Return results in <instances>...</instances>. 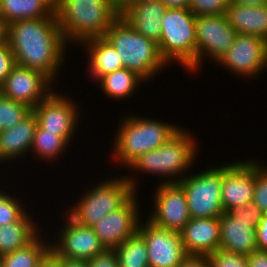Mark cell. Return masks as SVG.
Returning a JSON list of instances; mask_svg holds the SVG:
<instances>
[{
    "label": "cell",
    "mask_w": 267,
    "mask_h": 267,
    "mask_svg": "<svg viewBox=\"0 0 267 267\" xmlns=\"http://www.w3.org/2000/svg\"><path fill=\"white\" fill-rule=\"evenodd\" d=\"M210 267H247L246 255L231 253L221 249L207 256Z\"/></svg>",
    "instance_id": "obj_34"
},
{
    "label": "cell",
    "mask_w": 267,
    "mask_h": 267,
    "mask_svg": "<svg viewBox=\"0 0 267 267\" xmlns=\"http://www.w3.org/2000/svg\"><path fill=\"white\" fill-rule=\"evenodd\" d=\"M63 208V220L51 233L50 251L58 258L91 260L105 248L92 227L75 222ZM65 213V214H64ZM65 221V222H64ZM62 226V227H61ZM54 234V237H53ZM56 237V238H55ZM57 239V240H56Z\"/></svg>",
    "instance_id": "obj_13"
},
{
    "label": "cell",
    "mask_w": 267,
    "mask_h": 267,
    "mask_svg": "<svg viewBox=\"0 0 267 267\" xmlns=\"http://www.w3.org/2000/svg\"><path fill=\"white\" fill-rule=\"evenodd\" d=\"M167 8H188L190 0H161Z\"/></svg>",
    "instance_id": "obj_42"
},
{
    "label": "cell",
    "mask_w": 267,
    "mask_h": 267,
    "mask_svg": "<svg viewBox=\"0 0 267 267\" xmlns=\"http://www.w3.org/2000/svg\"><path fill=\"white\" fill-rule=\"evenodd\" d=\"M55 14L54 0H0V16L9 24Z\"/></svg>",
    "instance_id": "obj_26"
},
{
    "label": "cell",
    "mask_w": 267,
    "mask_h": 267,
    "mask_svg": "<svg viewBox=\"0 0 267 267\" xmlns=\"http://www.w3.org/2000/svg\"><path fill=\"white\" fill-rule=\"evenodd\" d=\"M69 147L70 144L62 136L47 132L37 125L30 156H33L31 158L35 157L36 160L41 159V163H55L61 159V156L64 157L63 154L67 155L66 151H69Z\"/></svg>",
    "instance_id": "obj_28"
},
{
    "label": "cell",
    "mask_w": 267,
    "mask_h": 267,
    "mask_svg": "<svg viewBox=\"0 0 267 267\" xmlns=\"http://www.w3.org/2000/svg\"><path fill=\"white\" fill-rule=\"evenodd\" d=\"M37 267H62V261L50 251Z\"/></svg>",
    "instance_id": "obj_40"
},
{
    "label": "cell",
    "mask_w": 267,
    "mask_h": 267,
    "mask_svg": "<svg viewBox=\"0 0 267 267\" xmlns=\"http://www.w3.org/2000/svg\"><path fill=\"white\" fill-rule=\"evenodd\" d=\"M144 215L138 233L145 240L149 267H178L187 255L181 233L158 227Z\"/></svg>",
    "instance_id": "obj_16"
},
{
    "label": "cell",
    "mask_w": 267,
    "mask_h": 267,
    "mask_svg": "<svg viewBox=\"0 0 267 267\" xmlns=\"http://www.w3.org/2000/svg\"><path fill=\"white\" fill-rule=\"evenodd\" d=\"M178 267H210L207 256L187 254Z\"/></svg>",
    "instance_id": "obj_38"
},
{
    "label": "cell",
    "mask_w": 267,
    "mask_h": 267,
    "mask_svg": "<svg viewBox=\"0 0 267 267\" xmlns=\"http://www.w3.org/2000/svg\"><path fill=\"white\" fill-rule=\"evenodd\" d=\"M55 15L65 41L71 47L103 37L120 17L118 0H54Z\"/></svg>",
    "instance_id": "obj_4"
},
{
    "label": "cell",
    "mask_w": 267,
    "mask_h": 267,
    "mask_svg": "<svg viewBox=\"0 0 267 267\" xmlns=\"http://www.w3.org/2000/svg\"><path fill=\"white\" fill-rule=\"evenodd\" d=\"M33 214L29 209L20 220L0 226V257L25 247L44 230Z\"/></svg>",
    "instance_id": "obj_24"
},
{
    "label": "cell",
    "mask_w": 267,
    "mask_h": 267,
    "mask_svg": "<svg viewBox=\"0 0 267 267\" xmlns=\"http://www.w3.org/2000/svg\"><path fill=\"white\" fill-rule=\"evenodd\" d=\"M138 196L139 192H135L121 207L92 226L105 249H115L138 232L139 223L144 217V211L140 208L141 197Z\"/></svg>",
    "instance_id": "obj_15"
},
{
    "label": "cell",
    "mask_w": 267,
    "mask_h": 267,
    "mask_svg": "<svg viewBox=\"0 0 267 267\" xmlns=\"http://www.w3.org/2000/svg\"><path fill=\"white\" fill-rule=\"evenodd\" d=\"M263 214L253 201L224 212L220 216L219 249L246 256L258 250L256 229Z\"/></svg>",
    "instance_id": "obj_9"
},
{
    "label": "cell",
    "mask_w": 267,
    "mask_h": 267,
    "mask_svg": "<svg viewBox=\"0 0 267 267\" xmlns=\"http://www.w3.org/2000/svg\"><path fill=\"white\" fill-rule=\"evenodd\" d=\"M114 250L119 267H149L145 240L138 232Z\"/></svg>",
    "instance_id": "obj_29"
},
{
    "label": "cell",
    "mask_w": 267,
    "mask_h": 267,
    "mask_svg": "<svg viewBox=\"0 0 267 267\" xmlns=\"http://www.w3.org/2000/svg\"><path fill=\"white\" fill-rule=\"evenodd\" d=\"M225 16L238 34L255 35L267 40V4L249 6L229 2Z\"/></svg>",
    "instance_id": "obj_23"
},
{
    "label": "cell",
    "mask_w": 267,
    "mask_h": 267,
    "mask_svg": "<svg viewBox=\"0 0 267 267\" xmlns=\"http://www.w3.org/2000/svg\"><path fill=\"white\" fill-rule=\"evenodd\" d=\"M8 43L16 64L41 72L55 86L60 84L58 76L71 46L65 41L55 14L9 23Z\"/></svg>",
    "instance_id": "obj_1"
},
{
    "label": "cell",
    "mask_w": 267,
    "mask_h": 267,
    "mask_svg": "<svg viewBox=\"0 0 267 267\" xmlns=\"http://www.w3.org/2000/svg\"><path fill=\"white\" fill-rule=\"evenodd\" d=\"M189 129L182 126L160 147L144 153L126 168L129 171L125 177L136 192L141 189L142 174L152 175L153 178L158 176L155 177L158 179L160 177L162 181L158 180L157 183H177L196 168L200 162L197 158H200L201 147L198 146L200 142L197 136L194 137V132ZM137 176H140V181Z\"/></svg>",
    "instance_id": "obj_2"
},
{
    "label": "cell",
    "mask_w": 267,
    "mask_h": 267,
    "mask_svg": "<svg viewBox=\"0 0 267 267\" xmlns=\"http://www.w3.org/2000/svg\"><path fill=\"white\" fill-rule=\"evenodd\" d=\"M247 267H267V251L256 250L246 256Z\"/></svg>",
    "instance_id": "obj_39"
},
{
    "label": "cell",
    "mask_w": 267,
    "mask_h": 267,
    "mask_svg": "<svg viewBox=\"0 0 267 267\" xmlns=\"http://www.w3.org/2000/svg\"><path fill=\"white\" fill-rule=\"evenodd\" d=\"M256 244L260 251H267V213H264L256 229Z\"/></svg>",
    "instance_id": "obj_37"
},
{
    "label": "cell",
    "mask_w": 267,
    "mask_h": 267,
    "mask_svg": "<svg viewBox=\"0 0 267 267\" xmlns=\"http://www.w3.org/2000/svg\"><path fill=\"white\" fill-rule=\"evenodd\" d=\"M220 217L191 218L180 232L186 254L209 256L219 250Z\"/></svg>",
    "instance_id": "obj_21"
},
{
    "label": "cell",
    "mask_w": 267,
    "mask_h": 267,
    "mask_svg": "<svg viewBox=\"0 0 267 267\" xmlns=\"http://www.w3.org/2000/svg\"><path fill=\"white\" fill-rule=\"evenodd\" d=\"M229 2L239 5H249V6H258L267 4V0H229Z\"/></svg>",
    "instance_id": "obj_44"
},
{
    "label": "cell",
    "mask_w": 267,
    "mask_h": 267,
    "mask_svg": "<svg viewBox=\"0 0 267 267\" xmlns=\"http://www.w3.org/2000/svg\"><path fill=\"white\" fill-rule=\"evenodd\" d=\"M16 65L14 54L8 41L0 45V86Z\"/></svg>",
    "instance_id": "obj_35"
},
{
    "label": "cell",
    "mask_w": 267,
    "mask_h": 267,
    "mask_svg": "<svg viewBox=\"0 0 267 267\" xmlns=\"http://www.w3.org/2000/svg\"><path fill=\"white\" fill-rule=\"evenodd\" d=\"M193 170L177 183L183 188L191 218L220 217L224 213L221 202L223 165Z\"/></svg>",
    "instance_id": "obj_8"
},
{
    "label": "cell",
    "mask_w": 267,
    "mask_h": 267,
    "mask_svg": "<svg viewBox=\"0 0 267 267\" xmlns=\"http://www.w3.org/2000/svg\"><path fill=\"white\" fill-rule=\"evenodd\" d=\"M0 188V226L20 220L29 211L27 209H32L30 206H27V204L29 205L30 203H22V199L24 198L21 197V195L20 198L18 195L15 196L16 194H19L18 192H13L12 194L11 190H7L10 189L8 186H1V184Z\"/></svg>",
    "instance_id": "obj_30"
},
{
    "label": "cell",
    "mask_w": 267,
    "mask_h": 267,
    "mask_svg": "<svg viewBox=\"0 0 267 267\" xmlns=\"http://www.w3.org/2000/svg\"><path fill=\"white\" fill-rule=\"evenodd\" d=\"M196 62L184 73L197 74L205 65L204 61L216 64L233 45L235 29L223 15H200L195 17Z\"/></svg>",
    "instance_id": "obj_10"
},
{
    "label": "cell",
    "mask_w": 267,
    "mask_h": 267,
    "mask_svg": "<svg viewBox=\"0 0 267 267\" xmlns=\"http://www.w3.org/2000/svg\"><path fill=\"white\" fill-rule=\"evenodd\" d=\"M64 92L67 93V90L58 93L57 88H55L32 111L36 116L39 127L47 130V132L62 136L73 146L74 143L72 142L76 141L74 139L78 133L77 130L79 131L78 128H81L79 124L82 122L81 119L84 118L82 109L79 108L82 104Z\"/></svg>",
    "instance_id": "obj_11"
},
{
    "label": "cell",
    "mask_w": 267,
    "mask_h": 267,
    "mask_svg": "<svg viewBox=\"0 0 267 267\" xmlns=\"http://www.w3.org/2000/svg\"><path fill=\"white\" fill-rule=\"evenodd\" d=\"M36 127L37 119L34 112L31 111L14 127L0 131L1 166H6L12 161L13 163L14 161L15 163L21 162L19 161L21 158L30 157Z\"/></svg>",
    "instance_id": "obj_20"
},
{
    "label": "cell",
    "mask_w": 267,
    "mask_h": 267,
    "mask_svg": "<svg viewBox=\"0 0 267 267\" xmlns=\"http://www.w3.org/2000/svg\"><path fill=\"white\" fill-rule=\"evenodd\" d=\"M167 7L161 0H123L120 16L144 37L160 42L161 21Z\"/></svg>",
    "instance_id": "obj_19"
},
{
    "label": "cell",
    "mask_w": 267,
    "mask_h": 267,
    "mask_svg": "<svg viewBox=\"0 0 267 267\" xmlns=\"http://www.w3.org/2000/svg\"><path fill=\"white\" fill-rule=\"evenodd\" d=\"M137 115L134 112L123 114L116 133L112 135L111 160L108 161H112L113 166L116 164L126 169L144 153L160 147L182 127L175 122H167V119Z\"/></svg>",
    "instance_id": "obj_3"
},
{
    "label": "cell",
    "mask_w": 267,
    "mask_h": 267,
    "mask_svg": "<svg viewBox=\"0 0 267 267\" xmlns=\"http://www.w3.org/2000/svg\"><path fill=\"white\" fill-rule=\"evenodd\" d=\"M195 17L188 8L166 9L158 49L169 66L187 71L196 62Z\"/></svg>",
    "instance_id": "obj_7"
},
{
    "label": "cell",
    "mask_w": 267,
    "mask_h": 267,
    "mask_svg": "<svg viewBox=\"0 0 267 267\" xmlns=\"http://www.w3.org/2000/svg\"><path fill=\"white\" fill-rule=\"evenodd\" d=\"M241 80L258 79L267 72V40L255 35L237 34L233 45L215 64ZM243 78V79H242Z\"/></svg>",
    "instance_id": "obj_12"
},
{
    "label": "cell",
    "mask_w": 267,
    "mask_h": 267,
    "mask_svg": "<svg viewBox=\"0 0 267 267\" xmlns=\"http://www.w3.org/2000/svg\"><path fill=\"white\" fill-rule=\"evenodd\" d=\"M43 232L25 247L0 257L1 267H37L50 252V239Z\"/></svg>",
    "instance_id": "obj_27"
},
{
    "label": "cell",
    "mask_w": 267,
    "mask_h": 267,
    "mask_svg": "<svg viewBox=\"0 0 267 267\" xmlns=\"http://www.w3.org/2000/svg\"><path fill=\"white\" fill-rule=\"evenodd\" d=\"M88 262L90 267H119L114 249H105Z\"/></svg>",
    "instance_id": "obj_36"
},
{
    "label": "cell",
    "mask_w": 267,
    "mask_h": 267,
    "mask_svg": "<svg viewBox=\"0 0 267 267\" xmlns=\"http://www.w3.org/2000/svg\"><path fill=\"white\" fill-rule=\"evenodd\" d=\"M96 84L106 99L124 102L129 101V98L137 93L140 85L145 86L147 82L134 71L123 68L100 77Z\"/></svg>",
    "instance_id": "obj_25"
},
{
    "label": "cell",
    "mask_w": 267,
    "mask_h": 267,
    "mask_svg": "<svg viewBox=\"0 0 267 267\" xmlns=\"http://www.w3.org/2000/svg\"><path fill=\"white\" fill-rule=\"evenodd\" d=\"M8 41V23L0 16V45Z\"/></svg>",
    "instance_id": "obj_43"
},
{
    "label": "cell",
    "mask_w": 267,
    "mask_h": 267,
    "mask_svg": "<svg viewBox=\"0 0 267 267\" xmlns=\"http://www.w3.org/2000/svg\"><path fill=\"white\" fill-rule=\"evenodd\" d=\"M156 185L146 218L158 227L181 232L191 219L183 188L178 183Z\"/></svg>",
    "instance_id": "obj_14"
},
{
    "label": "cell",
    "mask_w": 267,
    "mask_h": 267,
    "mask_svg": "<svg viewBox=\"0 0 267 267\" xmlns=\"http://www.w3.org/2000/svg\"><path fill=\"white\" fill-rule=\"evenodd\" d=\"M255 159V189L253 193V202L267 213V162Z\"/></svg>",
    "instance_id": "obj_32"
},
{
    "label": "cell",
    "mask_w": 267,
    "mask_h": 267,
    "mask_svg": "<svg viewBox=\"0 0 267 267\" xmlns=\"http://www.w3.org/2000/svg\"><path fill=\"white\" fill-rule=\"evenodd\" d=\"M229 0H190L189 9L195 16L223 15Z\"/></svg>",
    "instance_id": "obj_33"
},
{
    "label": "cell",
    "mask_w": 267,
    "mask_h": 267,
    "mask_svg": "<svg viewBox=\"0 0 267 267\" xmlns=\"http://www.w3.org/2000/svg\"><path fill=\"white\" fill-rule=\"evenodd\" d=\"M31 111L32 108L27 104L14 101L0 94V131L14 127Z\"/></svg>",
    "instance_id": "obj_31"
},
{
    "label": "cell",
    "mask_w": 267,
    "mask_h": 267,
    "mask_svg": "<svg viewBox=\"0 0 267 267\" xmlns=\"http://www.w3.org/2000/svg\"><path fill=\"white\" fill-rule=\"evenodd\" d=\"M55 88L41 72L16 64L0 86V94L33 109Z\"/></svg>",
    "instance_id": "obj_18"
},
{
    "label": "cell",
    "mask_w": 267,
    "mask_h": 267,
    "mask_svg": "<svg viewBox=\"0 0 267 267\" xmlns=\"http://www.w3.org/2000/svg\"><path fill=\"white\" fill-rule=\"evenodd\" d=\"M103 37L116 49L124 68L134 71L147 83L170 67L161 57L158 44L136 32L121 16Z\"/></svg>",
    "instance_id": "obj_5"
},
{
    "label": "cell",
    "mask_w": 267,
    "mask_h": 267,
    "mask_svg": "<svg viewBox=\"0 0 267 267\" xmlns=\"http://www.w3.org/2000/svg\"><path fill=\"white\" fill-rule=\"evenodd\" d=\"M79 47L80 51L86 53L87 67L85 71L87 73L85 76H90L92 83L106 74L124 68L116 49L104 37L87 39Z\"/></svg>",
    "instance_id": "obj_22"
},
{
    "label": "cell",
    "mask_w": 267,
    "mask_h": 267,
    "mask_svg": "<svg viewBox=\"0 0 267 267\" xmlns=\"http://www.w3.org/2000/svg\"><path fill=\"white\" fill-rule=\"evenodd\" d=\"M253 157V158H252ZM233 162H223V183L221 202L224 212L246 205L253 200L255 189V159L254 156Z\"/></svg>",
    "instance_id": "obj_17"
},
{
    "label": "cell",
    "mask_w": 267,
    "mask_h": 267,
    "mask_svg": "<svg viewBox=\"0 0 267 267\" xmlns=\"http://www.w3.org/2000/svg\"><path fill=\"white\" fill-rule=\"evenodd\" d=\"M102 180V181H100ZM86 186L83 194L77 196L74 204L65 212L77 223L92 227L110 212L121 207L136 191L132 188L125 174L111 175ZM89 188V189H88Z\"/></svg>",
    "instance_id": "obj_6"
},
{
    "label": "cell",
    "mask_w": 267,
    "mask_h": 267,
    "mask_svg": "<svg viewBox=\"0 0 267 267\" xmlns=\"http://www.w3.org/2000/svg\"><path fill=\"white\" fill-rule=\"evenodd\" d=\"M62 267H90L87 260L61 258Z\"/></svg>",
    "instance_id": "obj_41"
}]
</instances>
